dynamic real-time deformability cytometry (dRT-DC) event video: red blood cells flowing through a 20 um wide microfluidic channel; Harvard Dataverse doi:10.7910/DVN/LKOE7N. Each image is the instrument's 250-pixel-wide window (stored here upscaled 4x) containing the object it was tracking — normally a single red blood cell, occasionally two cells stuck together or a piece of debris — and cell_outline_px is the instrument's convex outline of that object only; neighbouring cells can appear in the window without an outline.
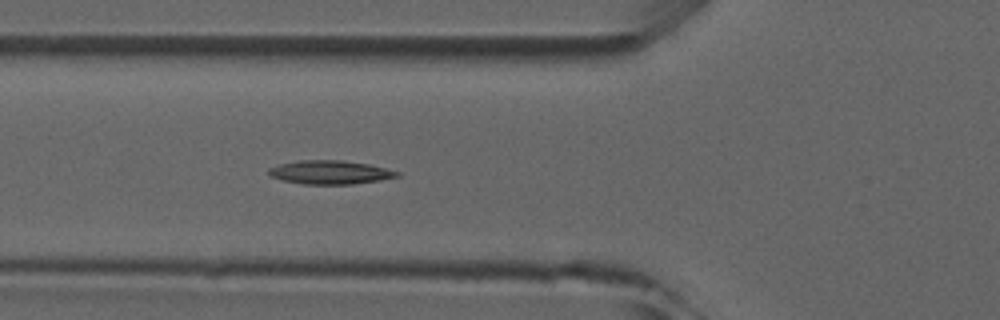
{"species": "common noctule bat (a hibernating species)", "species_latin": "Nyctalus noctula", "temperature_condition": "room temperature", "stored_images_in_passage": 5, "camera_frame_rate_fps": 3000, "um_per_image_px": 0.085, "animal": {"sex": "male", "forearm_length_mm": 52.5}, "frame": {"image": 1, "passage_image": 5, "time_ms": 4.667, "image_size_px": [1000, 320], "cell_outline_px": [[400, 176], [380, 180], [352, 184], [304, 184], [284, 180], [272, 176], [268, 172], [268, 168], [280, 164], [300, 160], [340, 160], [368, 164], [400, 172]], "centroid_in_image_um": [28.07, 14.64], "position_along_channel_um": 97.7, "area_um2": 17.46}}